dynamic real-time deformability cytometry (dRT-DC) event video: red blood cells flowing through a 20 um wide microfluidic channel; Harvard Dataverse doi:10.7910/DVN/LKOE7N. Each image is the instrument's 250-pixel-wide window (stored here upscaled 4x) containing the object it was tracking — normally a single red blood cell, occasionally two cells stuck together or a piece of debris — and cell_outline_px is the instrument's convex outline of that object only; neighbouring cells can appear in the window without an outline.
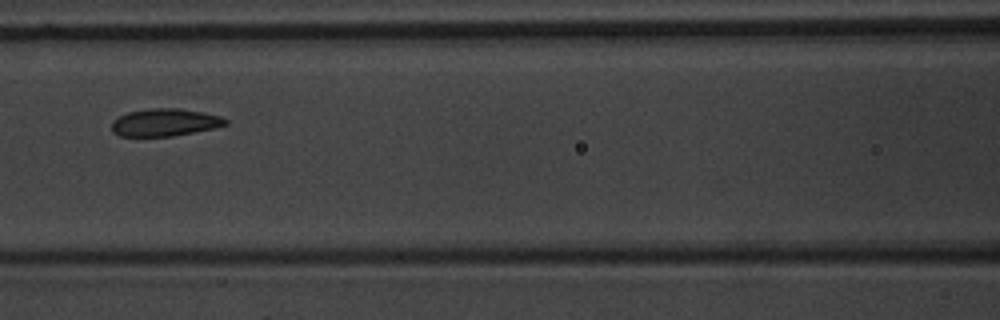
{"species": "common noctule bat (a hibernating species)", "species_latin": "Nyctalus noctula", "temperature_condition": "warm", "stored_images_in_passage": 7, "camera_frame_rate_fps": 3000, "um_per_image_px": 0.085, "animal": {"sex": "male", "body_mass_g": 20.1, "forearm_length_mm": 53.5}, "frame": {"image": 1, "passage_image": 5, "time_ms": 5.667, "image_size_px": [1000, 320], "cell_outline_px": [[228, 124], [212, 128], [172, 136], [120, 136], [112, 132], [112, 120], [128, 112], [152, 108], [180, 108], [204, 112], [220, 116], [228, 120]], "centroid_in_image_um": [14.0, 10.4], "position_along_channel_um": 152.6, "area_um2": 18.15}}
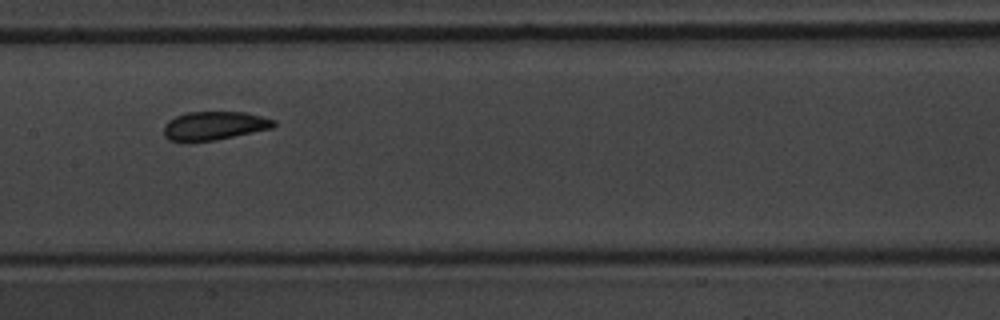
{"frame": {"image": 2, "passage_image": 6, "time_ms": 6.667, "image_size_px": [1000, 320], "cell_outline_px": [[276, 124], [272, 128], [216, 140], [168, 140], [164, 136], [164, 124], [168, 120], [176, 116], [188, 112], [244, 112], [276, 120]], "centroid_in_image_um": [18.22, 10.67], "position_along_channel_um": 189.2, "area_um2": 18.03}}
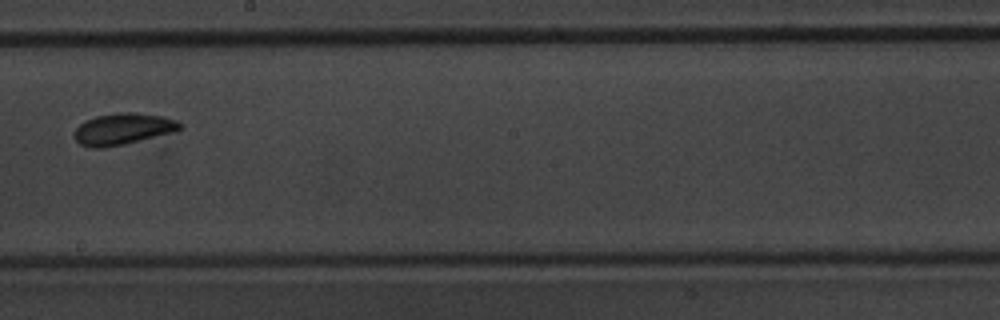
{"frame": {"image": 3, "passage_image": 7, "time_ms": 8.0, "image_size_px": [1000, 320], "cell_outline_px": [[184, 128], [176, 132], [124, 144], [100, 148], [92, 148], [80, 144], [76, 140], [76, 128], [84, 120], [96, 116], [116, 112], [136, 112], [164, 116], [176, 120], [184, 124]], "centroid_in_image_um": [10.52, 10.94], "position_along_channel_um": 237.7, "area_um2": 19.59}}